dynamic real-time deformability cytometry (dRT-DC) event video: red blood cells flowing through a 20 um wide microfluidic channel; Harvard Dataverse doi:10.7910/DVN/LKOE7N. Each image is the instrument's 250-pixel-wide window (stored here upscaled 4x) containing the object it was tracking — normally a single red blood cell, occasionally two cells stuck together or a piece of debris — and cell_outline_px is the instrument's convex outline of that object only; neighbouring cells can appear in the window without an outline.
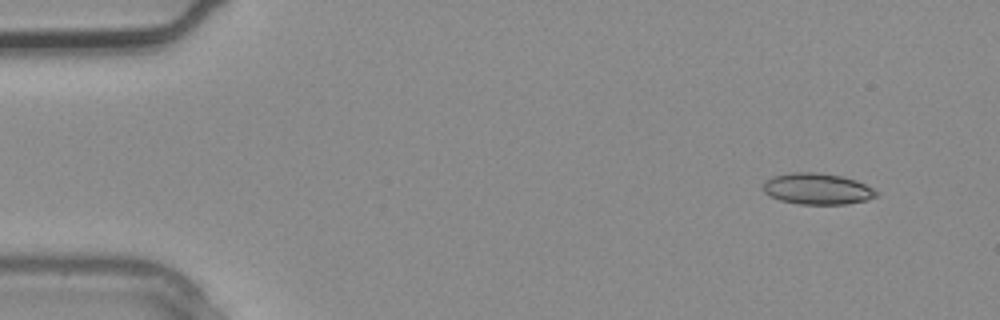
{"species": "common noctule bat (a hibernating species)", "species_latin": "Nyctalus noctula", "temperature_condition": "warm", "stored_images_in_passage": 3, "camera_frame_rate_fps": 3000, "um_per_image_px": 0.085, "animal": {"sex": "male", "body_mass_g": 20.4}, "frame": {"image": 1, "passage_image": 1, "time_ms": 0.0, "image_size_px": [1000, 320], "cell_outline_px": [[880, 196], [868, 200], [848, 204], [800, 204], [780, 200], [764, 192], [764, 180], [772, 176], [792, 172], [816, 172], [840, 176], [856, 180], [880, 192]], "centroid_in_image_um": [69.51, 16.05], "position_along_channel_um": 15.5, "area_um2": 20.69}}